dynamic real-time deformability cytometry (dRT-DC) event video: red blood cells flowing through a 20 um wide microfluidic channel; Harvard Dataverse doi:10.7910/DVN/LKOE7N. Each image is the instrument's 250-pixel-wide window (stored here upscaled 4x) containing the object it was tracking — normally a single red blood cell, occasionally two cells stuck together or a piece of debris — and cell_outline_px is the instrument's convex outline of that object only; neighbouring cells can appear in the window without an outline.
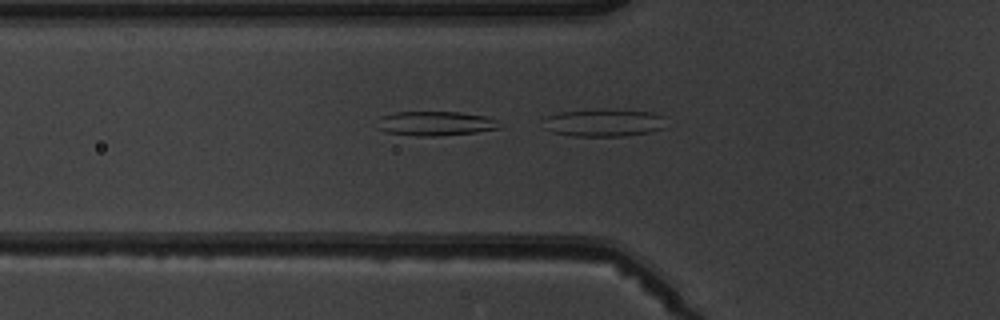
{"species": "common noctule bat (a hibernating species)", "species_latin": "Nyctalus noctula", "temperature_condition": "warm", "stored_images_in_passage": 6, "camera_frame_rate_fps": 3000, "um_per_image_px": 0.085, "animal": {"sex": "male", "body_mass_g": 19.5, "forearm_length_mm": 54.6}, "frame": {"image": 1, "passage_image": 6, "time_ms": 7.0, "image_size_px": [1000, 320], "cell_outline_px": [[500, 128], [476, 132], [436, 136], [420, 136], [384, 132], [376, 128], [380, 116], [396, 112], [460, 112], [484, 116], [500, 120]], "centroid_in_image_um": [37.0, 10.49], "position_along_channel_um": 88.8, "area_um2": 17.46}}